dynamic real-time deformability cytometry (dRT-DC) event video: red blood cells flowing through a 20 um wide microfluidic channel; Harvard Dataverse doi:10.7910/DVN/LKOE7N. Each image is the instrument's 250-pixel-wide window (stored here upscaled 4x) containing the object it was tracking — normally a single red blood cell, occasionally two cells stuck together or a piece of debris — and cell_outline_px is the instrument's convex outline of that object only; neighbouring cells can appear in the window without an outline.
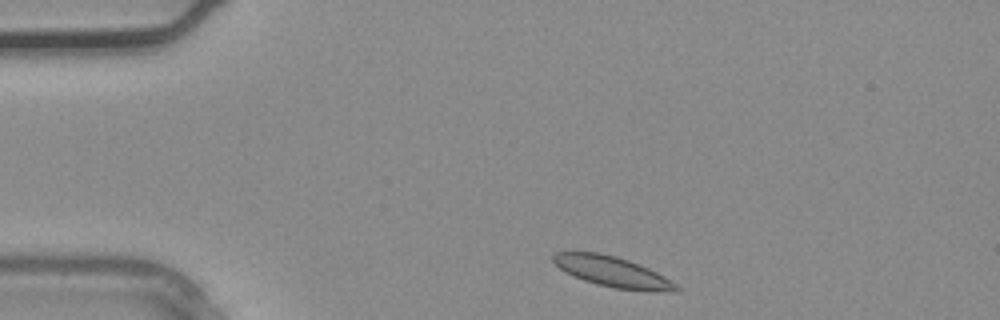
{"species": "common noctule bat (a hibernating species)", "species_latin": "Nyctalus noctula", "temperature_condition": "warm", "stored_images_in_passage": 2, "segment_of_instrument_passage": [2, 2], "camera_frame_rate_fps": 3000, "um_per_image_px": 0.085, "animal": {"sex": "male", "body_mass_g": 20.4}, "frame": {"image": 1, "passage_image": 2, "time_ms": 0.333, "image_size_px": [1000, 320], "cell_outline_px": [[680, 292], [652, 292], [612, 288], [596, 284], [584, 280], [560, 268], [552, 260], [552, 256], [556, 252], [600, 252], [616, 256], [640, 264], [664, 276], [676, 284], [680, 288]], "centroid_in_image_um": [52.13, 23.12], "position_along_channel_um": 32.9, "area_um2": 21.91}}